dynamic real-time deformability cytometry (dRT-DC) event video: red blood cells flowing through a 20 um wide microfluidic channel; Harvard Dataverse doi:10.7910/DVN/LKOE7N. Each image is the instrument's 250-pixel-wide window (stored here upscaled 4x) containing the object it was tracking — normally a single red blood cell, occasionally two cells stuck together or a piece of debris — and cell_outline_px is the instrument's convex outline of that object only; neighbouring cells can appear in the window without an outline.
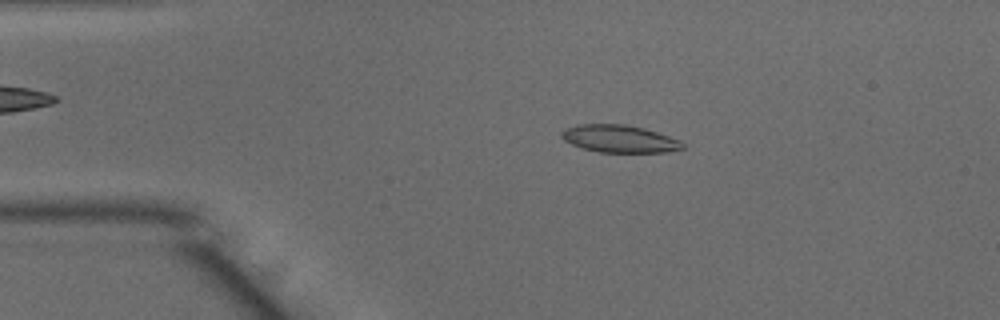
{"species": "common noctule bat (a hibernating species)", "species_latin": "Nyctalus noctula", "temperature_condition": "warm", "stored_images_in_passage": 49, "camera_frame_rate_fps": 3000, "um_per_image_px": 0.085, "animal": {"sex": "male", "body_mass_g": 15.6}, "frame": {"image": 1, "passage_image": 9, "time_ms": 2.667, "image_size_px": [1000, 320], "cell_outline_px": [[684, 148], [668, 152], [600, 152], [580, 148], [564, 140], [560, 136], [560, 132], [576, 124], [624, 124], [644, 128], [680, 140], [684, 144]], "centroid_in_image_um": [52.63, 11.8], "position_along_channel_um": 32.4, "area_um2": 19.36}}
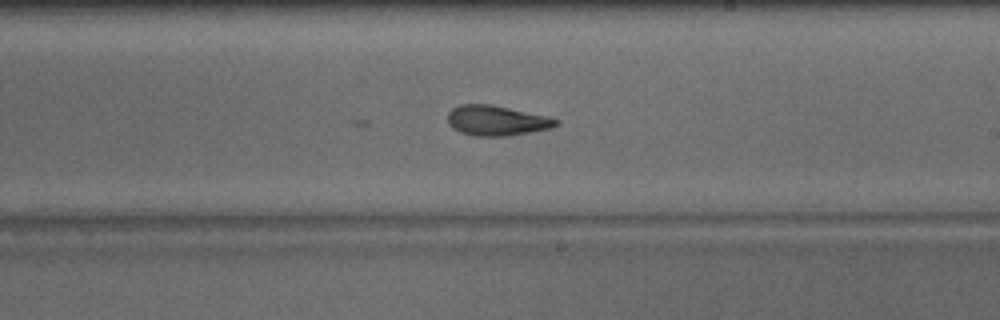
{"frame": {"image": 2, "passage_image": 28, "time_ms": 9.0, "image_size_px": [1000, 320], "cell_outline_px": [[560, 124], [552, 128], [508, 136], [472, 136], [460, 132], [452, 128], [448, 124], [448, 112], [452, 108], [460, 104], [492, 104], [544, 116], [560, 120]], "centroid_in_image_um": [42.18, 10.25], "position_along_channel_um": 246.8, "area_um2": 19.07}}
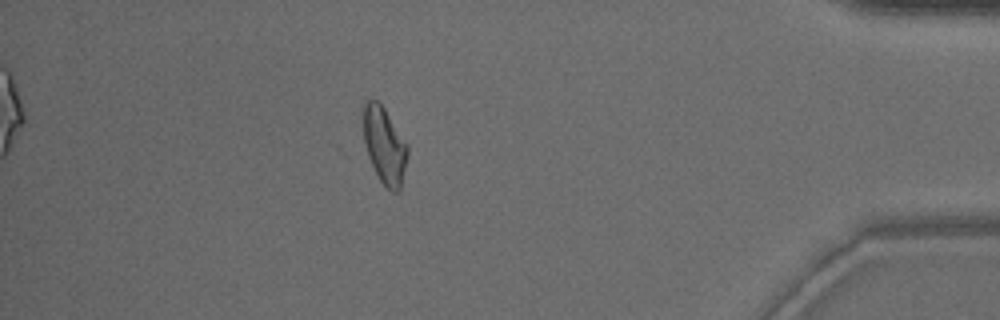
{"frame": {"image": 3, "passage_image": 43, "time_ms": 14.0, "image_size_px": [1000, 320], "cell_outline_px": [[408, 156], [400, 188], [396, 192], [392, 192], [380, 180], [368, 156], [364, 144], [360, 116], [360, 104], [364, 100], [376, 100], [384, 108], [408, 144]], "centroid_in_image_um": [32.62, 12.26], "position_along_channel_um": 402.6, "area_um2": 20.29}, "authors_computed_cell_mechanics": {"area_um2": 19.1896, "velocity_mm_per_s": 4.0371, "shape_relaxation_time_tau1_ms": 4.5539, "shape_relaxation_time_tau2_ms": 2.8094, "deformation_change_tau1": 0.182, "deformation_change_tau2": 0.1091}}